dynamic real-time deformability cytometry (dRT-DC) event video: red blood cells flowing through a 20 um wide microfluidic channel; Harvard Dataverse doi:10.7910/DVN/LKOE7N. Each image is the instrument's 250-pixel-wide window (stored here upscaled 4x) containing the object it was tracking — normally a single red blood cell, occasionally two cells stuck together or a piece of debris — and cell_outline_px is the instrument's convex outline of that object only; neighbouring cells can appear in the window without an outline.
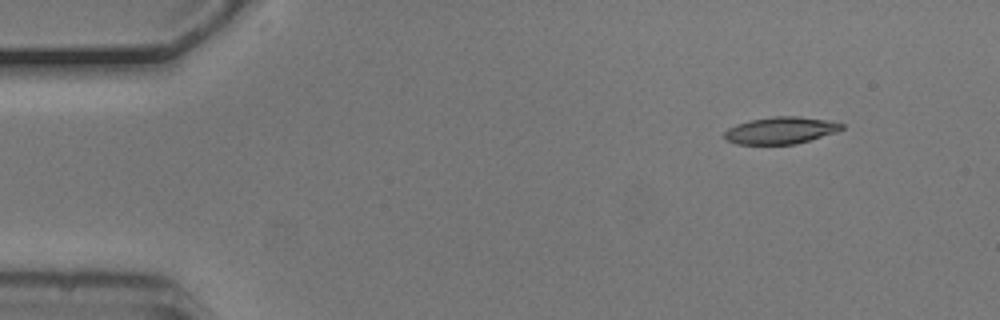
{"species": "common noctule bat (a hibernating species)", "species_latin": "Nyctalus noctula", "temperature_condition": "cold", "stored_images_in_passage": 9, "camera_frame_rate_fps": 3000, "um_per_image_px": 0.085, "animal": {"sex": "male", "body_mass_g": 20.5, "forearm_length_mm": 52.5}, "frame": {"image": 1, "passage_image": 1, "time_ms": 0.0, "image_size_px": [1000, 320], "cell_outline_px": [[844, 128], [836, 132], [796, 144], [736, 144], [724, 140], [724, 132], [728, 128], [736, 124], [752, 120], [776, 116], [800, 116], [824, 120], [844, 124]], "centroid_in_image_um": [66.33, 11.09], "position_along_channel_um": 18.7, "area_um2": 18.32}}
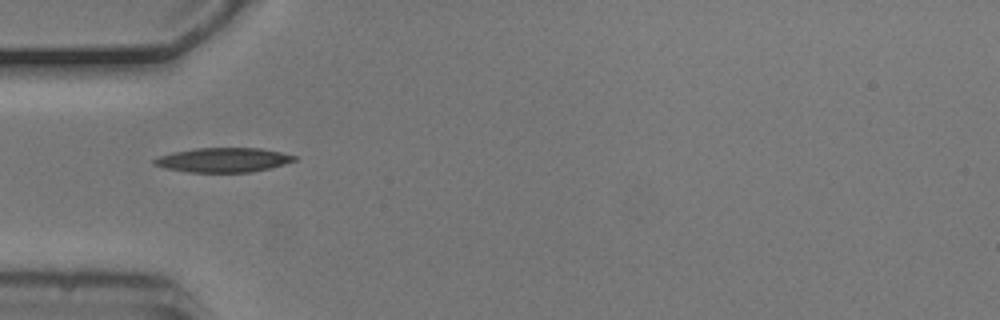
{"frame": {"image": 2, "passage_image": 4, "time_ms": 1.0, "image_size_px": [1000, 320], "cell_outline_px": [[296, 160], [284, 164], [252, 172], [188, 172], [164, 168], [152, 164], [152, 160], [160, 156], [172, 152], [196, 148], [260, 148], [280, 152], [296, 156]], "centroid_in_image_um": [18.94, 13.59], "position_along_channel_um": 66.1, "area_um2": 19.88}}
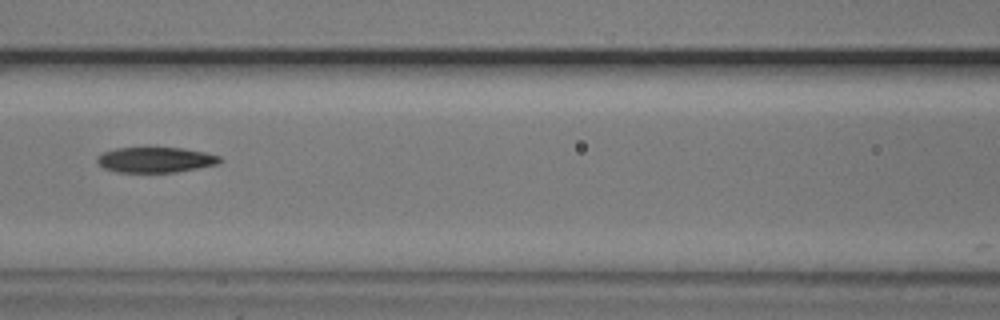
{"frame": {"image": 3, "passage_image": 6, "time_ms": 1.667, "image_size_px": [1000, 320], "cell_outline_px": [[224, 160], [220, 164], [176, 172], [116, 172], [104, 168], [96, 160], [96, 156], [104, 152], [116, 148], [184, 148], [204, 152], [220, 156]], "centroid_in_image_um": [13.25, 13.59], "position_along_channel_um": 153.3, "area_um2": 18.21}}